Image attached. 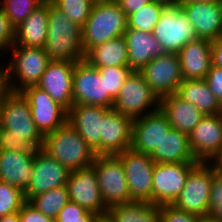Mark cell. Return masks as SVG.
I'll return each instance as SVG.
<instances>
[{"label": "cell", "instance_id": "6da1fadb", "mask_svg": "<svg viewBox=\"0 0 222 222\" xmlns=\"http://www.w3.org/2000/svg\"><path fill=\"white\" fill-rule=\"evenodd\" d=\"M43 139L27 99L21 92L7 91L0 104V150L35 153Z\"/></svg>", "mask_w": 222, "mask_h": 222}, {"label": "cell", "instance_id": "7a4b0ae2", "mask_svg": "<svg viewBox=\"0 0 222 222\" xmlns=\"http://www.w3.org/2000/svg\"><path fill=\"white\" fill-rule=\"evenodd\" d=\"M81 29L53 3L48 5V33L44 49L50 61L84 60Z\"/></svg>", "mask_w": 222, "mask_h": 222}, {"label": "cell", "instance_id": "3957f363", "mask_svg": "<svg viewBox=\"0 0 222 222\" xmlns=\"http://www.w3.org/2000/svg\"><path fill=\"white\" fill-rule=\"evenodd\" d=\"M127 29V16L116 0L95 1L90 16L82 27V46L90 48L123 36Z\"/></svg>", "mask_w": 222, "mask_h": 222}, {"label": "cell", "instance_id": "277c9868", "mask_svg": "<svg viewBox=\"0 0 222 222\" xmlns=\"http://www.w3.org/2000/svg\"><path fill=\"white\" fill-rule=\"evenodd\" d=\"M41 149L69 171L91 166L97 156L68 122L45 135Z\"/></svg>", "mask_w": 222, "mask_h": 222}, {"label": "cell", "instance_id": "5b68a950", "mask_svg": "<svg viewBox=\"0 0 222 222\" xmlns=\"http://www.w3.org/2000/svg\"><path fill=\"white\" fill-rule=\"evenodd\" d=\"M8 51L12 53V58L5 67L8 91L21 92L26 87L36 86L50 62L45 49L14 43Z\"/></svg>", "mask_w": 222, "mask_h": 222}, {"label": "cell", "instance_id": "8992f818", "mask_svg": "<svg viewBox=\"0 0 222 222\" xmlns=\"http://www.w3.org/2000/svg\"><path fill=\"white\" fill-rule=\"evenodd\" d=\"M214 169L215 166L209 162H199L190 171L183 190L171 205L200 218L209 216V196Z\"/></svg>", "mask_w": 222, "mask_h": 222}, {"label": "cell", "instance_id": "52a82bcc", "mask_svg": "<svg viewBox=\"0 0 222 222\" xmlns=\"http://www.w3.org/2000/svg\"><path fill=\"white\" fill-rule=\"evenodd\" d=\"M97 175L105 208L132 202L127 188L124 167L117 155H97L91 165Z\"/></svg>", "mask_w": 222, "mask_h": 222}, {"label": "cell", "instance_id": "ba28073f", "mask_svg": "<svg viewBox=\"0 0 222 222\" xmlns=\"http://www.w3.org/2000/svg\"><path fill=\"white\" fill-rule=\"evenodd\" d=\"M159 104L160 99L145 82L143 76L133 71L115 98L113 108L134 120L156 111L159 109Z\"/></svg>", "mask_w": 222, "mask_h": 222}, {"label": "cell", "instance_id": "9c48e42d", "mask_svg": "<svg viewBox=\"0 0 222 222\" xmlns=\"http://www.w3.org/2000/svg\"><path fill=\"white\" fill-rule=\"evenodd\" d=\"M164 53H176L192 40H196L194 28L181 6H166L153 30Z\"/></svg>", "mask_w": 222, "mask_h": 222}, {"label": "cell", "instance_id": "30bf717a", "mask_svg": "<svg viewBox=\"0 0 222 222\" xmlns=\"http://www.w3.org/2000/svg\"><path fill=\"white\" fill-rule=\"evenodd\" d=\"M124 167L127 188L133 201L153 204L152 175L154 160L148 154L137 152L131 148L117 154Z\"/></svg>", "mask_w": 222, "mask_h": 222}, {"label": "cell", "instance_id": "8fae6325", "mask_svg": "<svg viewBox=\"0 0 222 222\" xmlns=\"http://www.w3.org/2000/svg\"><path fill=\"white\" fill-rule=\"evenodd\" d=\"M139 73L159 99L177 93L183 81L180 59L176 53H163L152 59Z\"/></svg>", "mask_w": 222, "mask_h": 222}, {"label": "cell", "instance_id": "7c38bea8", "mask_svg": "<svg viewBox=\"0 0 222 222\" xmlns=\"http://www.w3.org/2000/svg\"><path fill=\"white\" fill-rule=\"evenodd\" d=\"M198 163H155L152 175L153 205H171L183 190L190 171Z\"/></svg>", "mask_w": 222, "mask_h": 222}, {"label": "cell", "instance_id": "4fadbf2b", "mask_svg": "<svg viewBox=\"0 0 222 222\" xmlns=\"http://www.w3.org/2000/svg\"><path fill=\"white\" fill-rule=\"evenodd\" d=\"M74 104L113 108L114 100L106 94L105 78L85 60L75 63L73 73Z\"/></svg>", "mask_w": 222, "mask_h": 222}, {"label": "cell", "instance_id": "5bb4252c", "mask_svg": "<svg viewBox=\"0 0 222 222\" xmlns=\"http://www.w3.org/2000/svg\"><path fill=\"white\" fill-rule=\"evenodd\" d=\"M21 93L29 102L32 119L43 136L68 122V111L56 103L45 90L38 86H29Z\"/></svg>", "mask_w": 222, "mask_h": 222}, {"label": "cell", "instance_id": "9a60e30c", "mask_svg": "<svg viewBox=\"0 0 222 222\" xmlns=\"http://www.w3.org/2000/svg\"><path fill=\"white\" fill-rule=\"evenodd\" d=\"M69 200L98 216L106 215L97 175L92 166L70 171L66 182Z\"/></svg>", "mask_w": 222, "mask_h": 222}, {"label": "cell", "instance_id": "2e32d148", "mask_svg": "<svg viewBox=\"0 0 222 222\" xmlns=\"http://www.w3.org/2000/svg\"><path fill=\"white\" fill-rule=\"evenodd\" d=\"M70 171L42 149L34 154V169L31 181L24 190V197L29 201L33 196L51 189L66 186Z\"/></svg>", "mask_w": 222, "mask_h": 222}, {"label": "cell", "instance_id": "e0dca14e", "mask_svg": "<svg viewBox=\"0 0 222 222\" xmlns=\"http://www.w3.org/2000/svg\"><path fill=\"white\" fill-rule=\"evenodd\" d=\"M171 128L168 118L160 108L134 119L130 148L151 155Z\"/></svg>", "mask_w": 222, "mask_h": 222}, {"label": "cell", "instance_id": "ac0fdd59", "mask_svg": "<svg viewBox=\"0 0 222 222\" xmlns=\"http://www.w3.org/2000/svg\"><path fill=\"white\" fill-rule=\"evenodd\" d=\"M192 154L199 162H210L222 150L220 114L204 116L188 135Z\"/></svg>", "mask_w": 222, "mask_h": 222}, {"label": "cell", "instance_id": "d6986e66", "mask_svg": "<svg viewBox=\"0 0 222 222\" xmlns=\"http://www.w3.org/2000/svg\"><path fill=\"white\" fill-rule=\"evenodd\" d=\"M76 62L50 61L36 86L67 111L74 105L73 73Z\"/></svg>", "mask_w": 222, "mask_h": 222}, {"label": "cell", "instance_id": "ffe728a7", "mask_svg": "<svg viewBox=\"0 0 222 222\" xmlns=\"http://www.w3.org/2000/svg\"><path fill=\"white\" fill-rule=\"evenodd\" d=\"M133 120L109 108L101 119V155H117L130 148Z\"/></svg>", "mask_w": 222, "mask_h": 222}, {"label": "cell", "instance_id": "44dd1931", "mask_svg": "<svg viewBox=\"0 0 222 222\" xmlns=\"http://www.w3.org/2000/svg\"><path fill=\"white\" fill-rule=\"evenodd\" d=\"M108 109L103 106L74 104L68 111V123L96 155H101V119Z\"/></svg>", "mask_w": 222, "mask_h": 222}, {"label": "cell", "instance_id": "7402d4cb", "mask_svg": "<svg viewBox=\"0 0 222 222\" xmlns=\"http://www.w3.org/2000/svg\"><path fill=\"white\" fill-rule=\"evenodd\" d=\"M197 38L215 41L222 34V2L181 5Z\"/></svg>", "mask_w": 222, "mask_h": 222}, {"label": "cell", "instance_id": "603a6c76", "mask_svg": "<svg viewBox=\"0 0 222 222\" xmlns=\"http://www.w3.org/2000/svg\"><path fill=\"white\" fill-rule=\"evenodd\" d=\"M211 44L210 40L197 38L179 51L183 80L205 79L212 66Z\"/></svg>", "mask_w": 222, "mask_h": 222}, {"label": "cell", "instance_id": "cb8c5ba5", "mask_svg": "<svg viewBox=\"0 0 222 222\" xmlns=\"http://www.w3.org/2000/svg\"><path fill=\"white\" fill-rule=\"evenodd\" d=\"M128 52V67L139 72L152 59L164 52L153 33L127 28L124 33Z\"/></svg>", "mask_w": 222, "mask_h": 222}, {"label": "cell", "instance_id": "d4e9b609", "mask_svg": "<svg viewBox=\"0 0 222 222\" xmlns=\"http://www.w3.org/2000/svg\"><path fill=\"white\" fill-rule=\"evenodd\" d=\"M34 154L0 150V181L17 186L24 191L31 181Z\"/></svg>", "mask_w": 222, "mask_h": 222}, {"label": "cell", "instance_id": "484cf974", "mask_svg": "<svg viewBox=\"0 0 222 222\" xmlns=\"http://www.w3.org/2000/svg\"><path fill=\"white\" fill-rule=\"evenodd\" d=\"M159 108L168 118L173 129L188 135L205 116L199 108L183 100L176 93L160 98Z\"/></svg>", "mask_w": 222, "mask_h": 222}, {"label": "cell", "instance_id": "4316f807", "mask_svg": "<svg viewBox=\"0 0 222 222\" xmlns=\"http://www.w3.org/2000/svg\"><path fill=\"white\" fill-rule=\"evenodd\" d=\"M47 33L48 5H39L15 28V44L23 47L44 48Z\"/></svg>", "mask_w": 222, "mask_h": 222}, {"label": "cell", "instance_id": "83f0119b", "mask_svg": "<svg viewBox=\"0 0 222 222\" xmlns=\"http://www.w3.org/2000/svg\"><path fill=\"white\" fill-rule=\"evenodd\" d=\"M150 157L155 163L199 162L190 150L188 134L173 128Z\"/></svg>", "mask_w": 222, "mask_h": 222}, {"label": "cell", "instance_id": "f1b7e54d", "mask_svg": "<svg viewBox=\"0 0 222 222\" xmlns=\"http://www.w3.org/2000/svg\"><path fill=\"white\" fill-rule=\"evenodd\" d=\"M84 60L97 69L128 66V52L124 36H120L90 48Z\"/></svg>", "mask_w": 222, "mask_h": 222}, {"label": "cell", "instance_id": "f546056e", "mask_svg": "<svg viewBox=\"0 0 222 222\" xmlns=\"http://www.w3.org/2000/svg\"><path fill=\"white\" fill-rule=\"evenodd\" d=\"M176 94L199 108L205 116L220 114L221 103L204 79L183 80Z\"/></svg>", "mask_w": 222, "mask_h": 222}, {"label": "cell", "instance_id": "4dcf8cb0", "mask_svg": "<svg viewBox=\"0 0 222 222\" xmlns=\"http://www.w3.org/2000/svg\"><path fill=\"white\" fill-rule=\"evenodd\" d=\"M106 215L112 222H160L159 206L142 201L111 207Z\"/></svg>", "mask_w": 222, "mask_h": 222}, {"label": "cell", "instance_id": "1f68e13d", "mask_svg": "<svg viewBox=\"0 0 222 222\" xmlns=\"http://www.w3.org/2000/svg\"><path fill=\"white\" fill-rule=\"evenodd\" d=\"M68 201V189L61 186L35 195L28 202L45 216L55 220Z\"/></svg>", "mask_w": 222, "mask_h": 222}, {"label": "cell", "instance_id": "d6a6232c", "mask_svg": "<svg viewBox=\"0 0 222 222\" xmlns=\"http://www.w3.org/2000/svg\"><path fill=\"white\" fill-rule=\"evenodd\" d=\"M165 7L154 1L149 2L127 16V28L152 33Z\"/></svg>", "mask_w": 222, "mask_h": 222}, {"label": "cell", "instance_id": "836d02e7", "mask_svg": "<svg viewBox=\"0 0 222 222\" xmlns=\"http://www.w3.org/2000/svg\"><path fill=\"white\" fill-rule=\"evenodd\" d=\"M94 3V0H53V4L81 28L88 20Z\"/></svg>", "mask_w": 222, "mask_h": 222}, {"label": "cell", "instance_id": "e575fe53", "mask_svg": "<svg viewBox=\"0 0 222 222\" xmlns=\"http://www.w3.org/2000/svg\"><path fill=\"white\" fill-rule=\"evenodd\" d=\"M25 202L21 188L0 181V218L19 212Z\"/></svg>", "mask_w": 222, "mask_h": 222}, {"label": "cell", "instance_id": "d590c367", "mask_svg": "<svg viewBox=\"0 0 222 222\" xmlns=\"http://www.w3.org/2000/svg\"><path fill=\"white\" fill-rule=\"evenodd\" d=\"M1 2L0 7L14 28L19 26L39 6L34 0H1Z\"/></svg>", "mask_w": 222, "mask_h": 222}, {"label": "cell", "instance_id": "8d00e7d4", "mask_svg": "<svg viewBox=\"0 0 222 222\" xmlns=\"http://www.w3.org/2000/svg\"><path fill=\"white\" fill-rule=\"evenodd\" d=\"M98 70L101 78H105L106 94L113 100H115L124 82L133 72L128 66L103 67Z\"/></svg>", "mask_w": 222, "mask_h": 222}, {"label": "cell", "instance_id": "74e56055", "mask_svg": "<svg viewBox=\"0 0 222 222\" xmlns=\"http://www.w3.org/2000/svg\"><path fill=\"white\" fill-rule=\"evenodd\" d=\"M209 216L222 222V173L212 171V184L209 196Z\"/></svg>", "mask_w": 222, "mask_h": 222}, {"label": "cell", "instance_id": "f35d334b", "mask_svg": "<svg viewBox=\"0 0 222 222\" xmlns=\"http://www.w3.org/2000/svg\"><path fill=\"white\" fill-rule=\"evenodd\" d=\"M98 215L87 211L73 201H68L67 204L58 213L55 222H73V221H94Z\"/></svg>", "mask_w": 222, "mask_h": 222}, {"label": "cell", "instance_id": "ab89813d", "mask_svg": "<svg viewBox=\"0 0 222 222\" xmlns=\"http://www.w3.org/2000/svg\"><path fill=\"white\" fill-rule=\"evenodd\" d=\"M160 222H199L200 217L176 209L172 205L159 206Z\"/></svg>", "mask_w": 222, "mask_h": 222}, {"label": "cell", "instance_id": "60d3db41", "mask_svg": "<svg viewBox=\"0 0 222 222\" xmlns=\"http://www.w3.org/2000/svg\"><path fill=\"white\" fill-rule=\"evenodd\" d=\"M15 43V28L0 7V52L10 49ZM7 48V49H6Z\"/></svg>", "mask_w": 222, "mask_h": 222}, {"label": "cell", "instance_id": "b9f144b4", "mask_svg": "<svg viewBox=\"0 0 222 222\" xmlns=\"http://www.w3.org/2000/svg\"><path fill=\"white\" fill-rule=\"evenodd\" d=\"M204 80L207 82L209 89L222 104V68L212 65Z\"/></svg>", "mask_w": 222, "mask_h": 222}, {"label": "cell", "instance_id": "7bdbcfd3", "mask_svg": "<svg viewBox=\"0 0 222 222\" xmlns=\"http://www.w3.org/2000/svg\"><path fill=\"white\" fill-rule=\"evenodd\" d=\"M19 216L21 222H55L54 219L45 216L34 208L28 201L22 205Z\"/></svg>", "mask_w": 222, "mask_h": 222}, {"label": "cell", "instance_id": "ee69618b", "mask_svg": "<svg viewBox=\"0 0 222 222\" xmlns=\"http://www.w3.org/2000/svg\"><path fill=\"white\" fill-rule=\"evenodd\" d=\"M121 10L128 16L135 13L138 9L143 8L146 4L152 0H116Z\"/></svg>", "mask_w": 222, "mask_h": 222}, {"label": "cell", "instance_id": "f6af8a7d", "mask_svg": "<svg viewBox=\"0 0 222 222\" xmlns=\"http://www.w3.org/2000/svg\"><path fill=\"white\" fill-rule=\"evenodd\" d=\"M211 54H212V65L222 68V38L212 41Z\"/></svg>", "mask_w": 222, "mask_h": 222}, {"label": "cell", "instance_id": "bcb514c9", "mask_svg": "<svg viewBox=\"0 0 222 222\" xmlns=\"http://www.w3.org/2000/svg\"><path fill=\"white\" fill-rule=\"evenodd\" d=\"M5 65H0V96H3L7 91V84H6V68Z\"/></svg>", "mask_w": 222, "mask_h": 222}, {"label": "cell", "instance_id": "7dc6e473", "mask_svg": "<svg viewBox=\"0 0 222 222\" xmlns=\"http://www.w3.org/2000/svg\"><path fill=\"white\" fill-rule=\"evenodd\" d=\"M0 222H21L19 212L1 217Z\"/></svg>", "mask_w": 222, "mask_h": 222}, {"label": "cell", "instance_id": "c3c4849f", "mask_svg": "<svg viewBox=\"0 0 222 222\" xmlns=\"http://www.w3.org/2000/svg\"><path fill=\"white\" fill-rule=\"evenodd\" d=\"M211 163L215 166V169L222 173V150L220 153L214 158Z\"/></svg>", "mask_w": 222, "mask_h": 222}, {"label": "cell", "instance_id": "681fc988", "mask_svg": "<svg viewBox=\"0 0 222 222\" xmlns=\"http://www.w3.org/2000/svg\"><path fill=\"white\" fill-rule=\"evenodd\" d=\"M206 2H222V0H178V6L189 3H206Z\"/></svg>", "mask_w": 222, "mask_h": 222}, {"label": "cell", "instance_id": "f907efd6", "mask_svg": "<svg viewBox=\"0 0 222 222\" xmlns=\"http://www.w3.org/2000/svg\"><path fill=\"white\" fill-rule=\"evenodd\" d=\"M156 3L163 4L164 6H176L178 5V0H152Z\"/></svg>", "mask_w": 222, "mask_h": 222}, {"label": "cell", "instance_id": "816d5d0a", "mask_svg": "<svg viewBox=\"0 0 222 222\" xmlns=\"http://www.w3.org/2000/svg\"><path fill=\"white\" fill-rule=\"evenodd\" d=\"M94 222H112L107 215L98 216Z\"/></svg>", "mask_w": 222, "mask_h": 222}, {"label": "cell", "instance_id": "f5cc1de1", "mask_svg": "<svg viewBox=\"0 0 222 222\" xmlns=\"http://www.w3.org/2000/svg\"><path fill=\"white\" fill-rule=\"evenodd\" d=\"M199 222H220V221H217L210 216H203L199 219Z\"/></svg>", "mask_w": 222, "mask_h": 222}, {"label": "cell", "instance_id": "db71d44e", "mask_svg": "<svg viewBox=\"0 0 222 222\" xmlns=\"http://www.w3.org/2000/svg\"><path fill=\"white\" fill-rule=\"evenodd\" d=\"M39 5H49L53 3V0H34Z\"/></svg>", "mask_w": 222, "mask_h": 222}, {"label": "cell", "instance_id": "11a10c76", "mask_svg": "<svg viewBox=\"0 0 222 222\" xmlns=\"http://www.w3.org/2000/svg\"><path fill=\"white\" fill-rule=\"evenodd\" d=\"M220 116H221V119H222V104H221V109H220Z\"/></svg>", "mask_w": 222, "mask_h": 222}, {"label": "cell", "instance_id": "9f6ffc18", "mask_svg": "<svg viewBox=\"0 0 222 222\" xmlns=\"http://www.w3.org/2000/svg\"><path fill=\"white\" fill-rule=\"evenodd\" d=\"M73 222H94V221H73Z\"/></svg>", "mask_w": 222, "mask_h": 222}]
</instances>
